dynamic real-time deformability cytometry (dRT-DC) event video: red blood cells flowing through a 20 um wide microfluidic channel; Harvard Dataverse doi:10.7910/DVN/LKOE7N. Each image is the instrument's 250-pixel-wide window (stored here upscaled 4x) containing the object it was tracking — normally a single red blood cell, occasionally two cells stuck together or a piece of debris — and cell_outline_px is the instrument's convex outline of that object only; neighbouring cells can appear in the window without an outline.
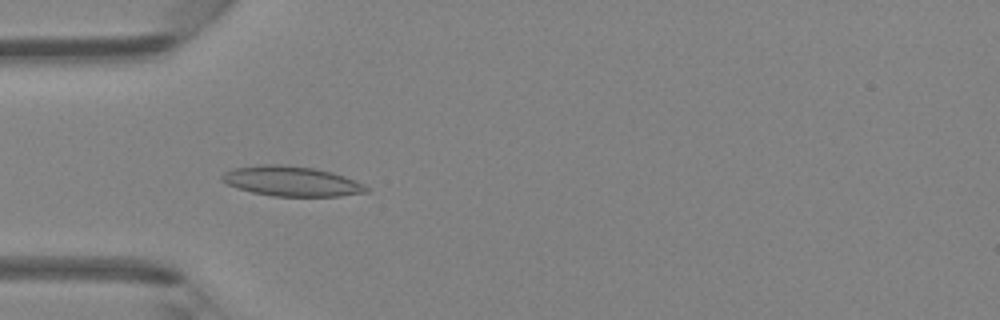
{"species": "Egyptian fruit bat (a non-hibernating species)", "species_latin": "Rousettus aegyptiacus", "temperature_condition": "room temperature", "stored_images_in_passage": 47, "camera_frame_rate_fps": 3000, "um_per_image_px": 0.085, "animal": {"sex": "female"}, "frame": {"image": 1, "passage_image": 14, "time_ms": 4.333, "image_size_px": [1000, 320], "cell_outline_px": [[368, 192], [340, 196], [272, 196], [252, 192], [236, 188], [220, 180], [220, 176], [224, 172], [232, 168], [260, 164], [280, 164], [312, 168], [332, 172], [344, 176], [364, 184], [368, 188]], "centroid_in_image_um": [24.73, 15.4], "position_along_channel_um": 60.3, "area_um2": 25.26}}
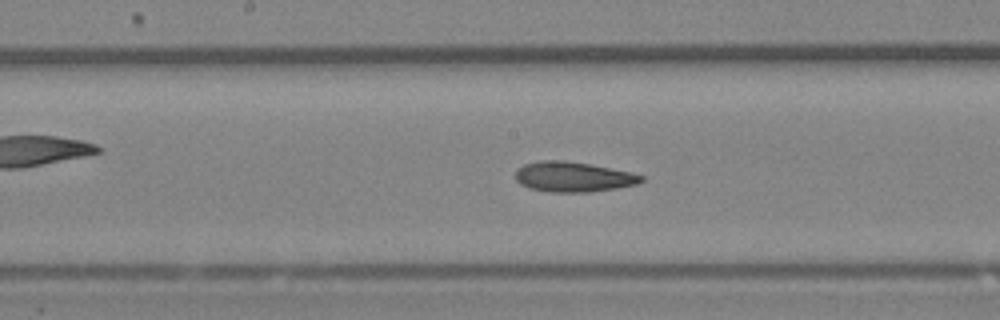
{"frame": {"image": 2, "passage_image": 24, "time_ms": 7.667, "image_size_px": [1000, 320], "cell_outline_px": [[644, 180], [636, 184], [616, 188], [592, 192], [552, 192], [528, 188], [520, 184], [516, 180], [516, 168], [524, 164], [540, 160], [564, 160], [592, 164], [632, 172], [644, 176]], "centroid_in_image_um": [48.72, 15.02], "position_along_channel_um": 199.5, "area_um2": 22.31}}
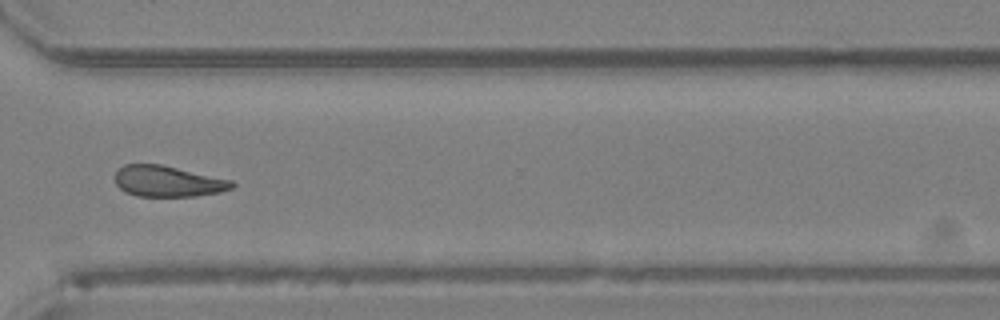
{"frame": {"image": 3, "passage_image": 35, "time_ms": 11.333, "image_size_px": [1000, 320], "cell_outline_px": [[236, 184], [232, 188], [220, 192], [196, 196], [136, 196], [124, 192], [116, 184], [116, 172], [124, 164], [160, 164], [232, 180]], "centroid_in_image_um": [14.27, 15.41], "position_along_channel_um": 356.3, "area_um2": 21.04}, "authors_computed_cell_mechanics": {"area_um2": 22.253, "velocity_mm_per_s": 4.2711, "shape_relaxation_time_tau1_ms": 6.7355, "shape_relaxation_time_tau2_ms": 6.9637, "deformation_change_tau1": 0.1283, "deformation_change_tau2": 0.1534}}